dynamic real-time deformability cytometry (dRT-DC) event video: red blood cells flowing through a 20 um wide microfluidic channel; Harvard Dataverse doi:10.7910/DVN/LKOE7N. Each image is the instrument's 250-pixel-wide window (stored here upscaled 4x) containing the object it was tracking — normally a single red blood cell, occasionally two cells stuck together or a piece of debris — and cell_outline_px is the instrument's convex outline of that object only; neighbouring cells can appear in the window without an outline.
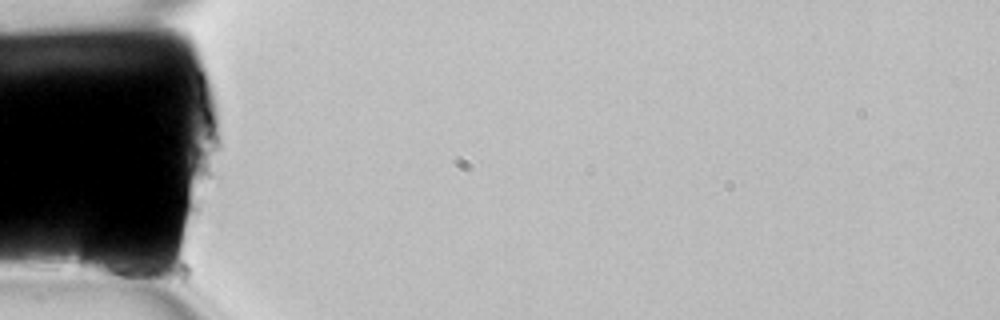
{"species": "common noctule bat (a hibernating species)", "species_latin": "Nyctalus noctula", "temperature_condition": "room temperature", "stored_images_in_passage": 3, "camera_frame_rate_fps": 3000, "um_per_image_px": 0.085, "animal": {"sex": "female", "body_mass_g": 22.7, "forearm_length_mm": 54.2}, "frame": {"image": 1, "passage_image": 1, "time_ms": 0.0, "image_size_px": [1000, 320], "cell_outline_px": [[152, 272], [140, 284], [84, 272], [80, 264], [80, 256], [84, 236], [88, 228], [100, 228], [152, 268]], "centroid_in_image_um": [9.44, 21.97], "position_along_channel_um": 75.6, "area_um2": 17.57}}